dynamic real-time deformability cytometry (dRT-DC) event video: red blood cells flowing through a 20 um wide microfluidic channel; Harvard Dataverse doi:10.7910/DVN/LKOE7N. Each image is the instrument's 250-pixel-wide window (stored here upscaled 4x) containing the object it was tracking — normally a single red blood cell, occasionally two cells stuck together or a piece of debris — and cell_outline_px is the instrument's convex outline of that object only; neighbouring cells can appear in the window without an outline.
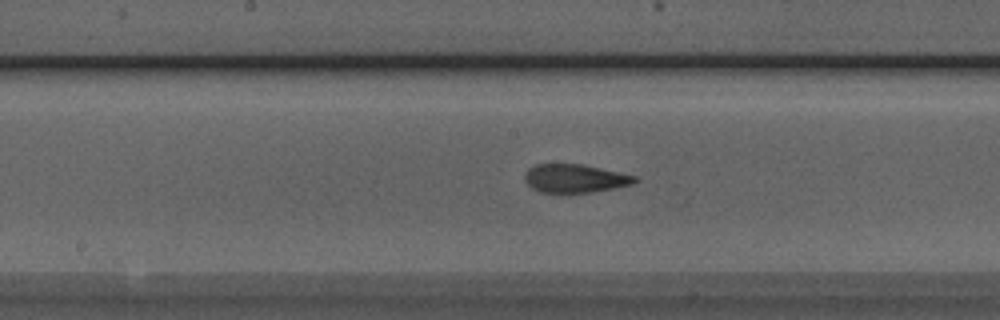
{"species": "Egyptian fruit bat (a non-hibernating species)", "species_latin": "Rousettus aegyptiacus", "temperature_condition": "room temperature", "stored_images_in_passage": 50, "camera_frame_rate_fps": 3000, "um_per_image_px": 0.085, "animal": {"sex": "male"}, "frame": {"image": 1, "passage_image": 25, "time_ms": 8.0, "image_size_px": [1000, 320], "cell_outline_px": [[640, 180], [632, 184], [592, 192], [560, 196], [540, 192], [532, 188], [524, 180], [524, 176], [528, 168], [536, 164], [584, 164], [636, 176]], "centroid_in_image_um": [48.83, 15.2], "position_along_channel_um": 199.4, "area_um2": 18.9}}
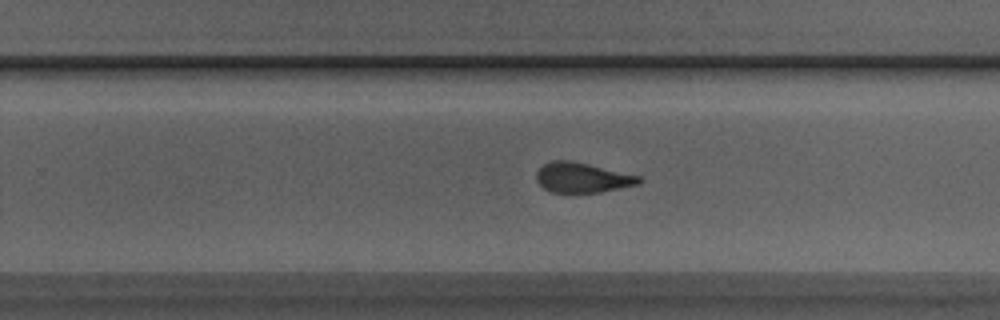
{"frame": {"image": 2, "passage_image": 31, "time_ms": 10.0, "image_size_px": [1000, 320], "cell_outline_px": [[644, 180], [640, 184], [600, 192], [552, 192], [544, 188], [536, 180], [536, 172], [544, 164], [552, 160], [572, 160], [640, 176]], "centroid_in_image_um": [49.51, 15.09], "position_along_channel_um": 280.3, "area_um2": 17.92}}
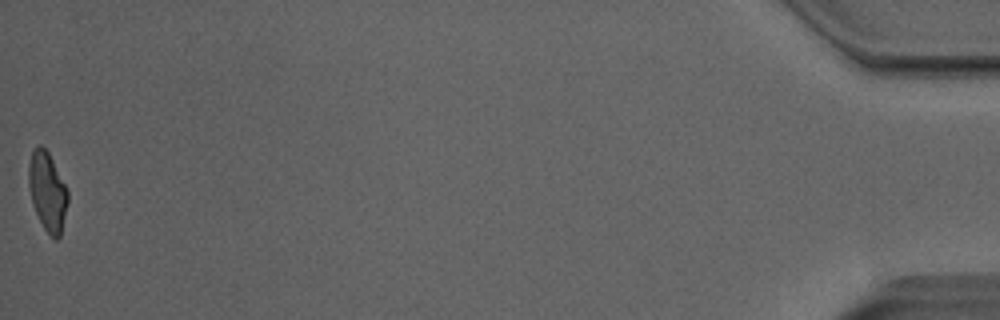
{"frame": {"image": 3, "passage_image": 50, "time_ms": 16.333, "image_size_px": [1000, 320], "cell_outline_px": [[68, 204], [60, 236], [56, 240], [44, 228], [32, 204], [28, 184], [28, 164], [32, 152], [40, 144], [48, 152], [68, 192]], "centroid_in_image_um": [4.02, 16.28], "position_along_channel_um": 431.2, "area_um2": 17.69}, "authors_computed_cell_mechanics": {"area_um2": 18.8428, "velocity_mm_per_s": 4.0678, "shape_relaxation_time_tau1_ms": 5.3337, "shape_relaxation_time_tau2_ms": 1.0246, "deformation_change_tau1": 0.2034, "deformation_change_tau2": 0.0849}}